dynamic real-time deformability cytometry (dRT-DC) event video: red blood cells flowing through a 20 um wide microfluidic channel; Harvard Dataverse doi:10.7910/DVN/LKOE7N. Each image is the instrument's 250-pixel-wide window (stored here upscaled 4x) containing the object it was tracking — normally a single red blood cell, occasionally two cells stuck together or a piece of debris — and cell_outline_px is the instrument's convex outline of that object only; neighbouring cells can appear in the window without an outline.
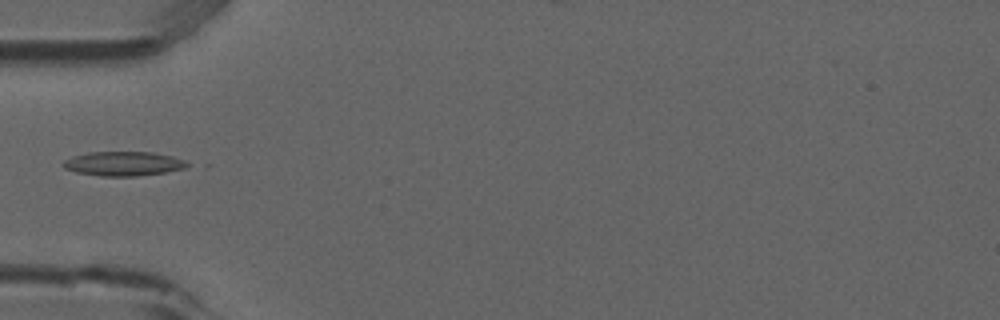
{"species": "common noctule bat (a hibernating species)", "species_latin": "Nyctalus noctula", "temperature_condition": "room temperature", "stored_images_in_passage": 5, "segment_of_instrument_passage": [1, 2], "camera_frame_rate_fps": 3000, "um_per_image_px": 0.085, "animal": {"sex": "male", "forearm_length_mm": 52.5}, "frame": {"image": 1, "passage_image": 4, "time_ms": 1.0, "image_size_px": [1000, 320], "cell_outline_px": [[192, 164], [184, 168], [164, 172], [136, 176], [100, 176], [76, 172], [64, 168], [64, 160], [72, 156], [88, 152], [152, 152], [172, 156], [184, 160]], "centroid_in_image_um": [10.49, 13.91], "position_along_channel_um": 74.5, "area_um2": 17.51}}